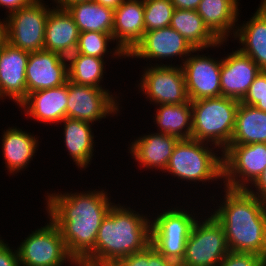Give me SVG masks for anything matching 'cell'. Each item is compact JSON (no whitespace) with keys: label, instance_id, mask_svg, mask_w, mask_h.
Returning a JSON list of instances; mask_svg holds the SVG:
<instances>
[{"label":"cell","instance_id":"obj_1","mask_svg":"<svg viewBox=\"0 0 266 266\" xmlns=\"http://www.w3.org/2000/svg\"><path fill=\"white\" fill-rule=\"evenodd\" d=\"M113 204L103 189L47 193L48 218L59 228L69 254L78 264L94 249L100 225Z\"/></svg>","mask_w":266,"mask_h":266},{"label":"cell","instance_id":"obj_2","mask_svg":"<svg viewBox=\"0 0 266 266\" xmlns=\"http://www.w3.org/2000/svg\"><path fill=\"white\" fill-rule=\"evenodd\" d=\"M150 240L151 221L147 215L114 203L100 225L94 249L79 265L112 266L119 259L144 250Z\"/></svg>","mask_w":266,"mask_h":266},{"label":"cell","instance_id":"obj_3","mask_svg":"<svg viewBox=\"0 0 266 266\" xmlns=\"http://www.w3.org/2000/svg\"><path fill=\"white\" fill-rule=\"evenodd\" d=\"M224 189V200L211 214L224 228L229 251L266 258V202L247 190Z\"/></svg>","mask_w":266,"mask_h":266},{"label":"cell","instance_id":"obj_4","mask_svg":"<svg viewBox=\"0 0 266 266\" xmlns=\"http://www.w3.org/2000/svg\"><path fill=\"white\" fill-rule=\"evenodd\" d=\"M239 103L236 99L224 96L191 101V139L210 142L221 152L224 151L231 141Z\"/></svg>","mask_w":266,"mask_h":266},{"label":"cell","instance_id":"obj_5","mask_svg":"<svg viewBox=\"0 0 266 266\" xmlns=\"http://www.w3.org/2000/svg\"><path fill=\"white\" fill-rule=\"evenodd\" d=\"M208 145L212 146L193 139L179 140L164 172L182 181H202V184L223 180V153L217 156L219 154L214 151L217 147L210 148Z\"/></svg>","mask_w":266,"mask_h":266},{"label":"cell","instance_id":"obj_6","mask_svg":"<svg viewBox=\"0 0 266 266\" xmlns=\"http://www.w3.org/2000/svg\"><path fill=\"white\" fill-rule=\"evenodd\" d=\"M196 222L184 208H171L151 220L150 244L166 259L179 264L184 258L187 239Z\"/></svg>","mask_w":266,"mask_h":266},{"label":"cell","instance_id":"obj_7","mask_svg":"<svg viewBox=\"0 0 266 266\" xmlns=\"http://www.w3.org/2000/svg\"><path fill=\"white\" fill-rule=\"evenodd\" d=\"M16 250L20 266H62L67 261L79 266L69 254L59 228L51 220L25 237Z\"/></svg>","mask_w":266,"mask_h":266},{"label":"cell","instance_id":"obj_8","mask_svg":"<svg viewBox=\"0 0 266 266\" xmlns=\"http://www.w3.org/2000/svg\"><path fill=\"white\" fill-rule=\"evenodd\" d=\"M42 2L34 0L4 18L7 42L29 53L44 50L45 26L51 9Z\"/></svg>","mask_w":266,"mask_h":266},{"label":"cell","instance_id":"obj_9","mask_svg":"<svg viewBox=\"0 0 266 266\" xmlns=\"http://www.w3.org/2000/svg\"><path fill=\"white\" fill-rule=\"evenodd\" d=\"M210 215L193 225L180 266H218L230 252L224 228Z\"/></svg>","mask_w":266,"mask_h":266},{"label":"cell","instance_id":"obj_10","mask_svg":"<svg viewBox=\"0 0 266 266\" xmlns=\"http://www.w3.org/2000/svg\"><path fill=\"white\" fill-rule=\"evenodd\" d=\"M222 153L226 188L247 190L266 168V143L228 145Z\"/></svg>","mask_w":266,"mask_h":266},{"label":"cell","instance_id":"obj_11","mask_svg":"<svg viewBox=\"0 0 266 266\" xmlns=\"http://www.w3.org/2000/svg\"><path fill=\"white\" fill-rule=\"evenodd\" d=\"M156 64L143 70L138 89L154 104H181L189 101L185 76L181 67Z\"/></svg>","mask_w":266,"mask_h":266},{"label":"cell","instance_id":"obj_12","mask_svg":"<svg viewBox=\"0 0 266 266\" xmlns=\"http://www.w3.org/2000/svg\"><path fill=\"white\" fill-rule=\"evenodd\" d=\"M117 97L107 89L72 83L68 80L66 118L93 123L116 115L119 111Z\"/></svg>","mask_w":266,"mask_h":266},{"label":"cell","instance_id":"obj_13","mask_svg":"<svg viewBox=\"0 0 266 266\" xmlns=\"http://www.w3.org/2000/svg\"><path fill=\"white\" fill-rule=\"evenodd\" d=\"M202 50L205 49H195L177 30L167 26L146 31L143 39L127 57L159 61L179 56L184 62L191 52L196 53ZM183 57L185 58L182 59Z\"/></svg>","mask_w":266,"mask_h":266},{"label":"cell","instance_id":"obj_14","mask_svg":"<svg viewBox=\"0 0 266 266\" xmlns=\"http://www.w3.org/2000/svg\"><path fill=\"white\" fill-rule=\"evenodd\" d=\"M181 64L190 101L221 96L222 59L217 60L198 53L190 54Z\"/></svg>","mask_w":266,"mask_h":266},{"label":"cell","instance_id":"obj_15","mask_svg":"<svg viewBox=\"0 0 266 266\" xmlns=\"http://www.w3.org/2000/svg\"><path fill=\"white\" fill-rule=\"evenodd\" d=\"M144 34V1L124 0L114 10L112 37L113 42L116 40V48L113 49L112 56L126 58Z\"/></svg>","mask_w":266,"mask_h":266},{"label":"cell","instance_id":"obj_16","mask_svg":"<svg viewBox=\"0 0 266 266\" xmlns=\"http://www.w3.org/2000/svg\"><path fill=\"white\" fill-rule=\"evenodd\" d=\"M68 81L67 57L47 50L31 52L26 67L27 95Z\"/></svg>","mask_w":266,"mask_h":266},{"label":"cell","instance_id":"obj_17","mask_svg":"<svg viewBox=\"0 0 266 266\" xmlns=\"http://www.w3.org/2000/svg\"><path fill=\"white\" fill-rule=\"evenodd\" d=\"M30 53L5 39L0 45V100L12 98L19 105L27 97L26 67Z\"/></svg>","mask_w":266,"mask_h":266},{"label":"cell","instance_id":"obj_18","mask_svg":"<svg viewBox=\"0 0 266 266\" xmlns=\"http://www.w3.org/2000/svg\"><path fill=\"white\" fill-rule=\"evenodd\" d=\"M220 72L221 96L241 101L255 77L262 71L258 65L238 49L222 57Z\"/></svg>","mask_w":266,"mask_h":266},{"label":"cell","instance_id":"obj_19","mask_svg":"<svg viewBox=\"0 0 266 266\" xmlns=\"http://www.w3.org/2000/svg\"><path fill=\"white\" fill-rule=\"evenodd\" d=\"M68 81L66 84L29 93L19 104L31 119L45 123H61L66 118Z\"/></svg>","mask_w":266,"mask_h":266},{"label":"cell","instance_id":"obj_20","mask_svg":"<svg viewBox=\"0 0 266 266\" xmlns=\"http://www.w3.org/2000/svg\"><path fill=\"white\" fill-rule=\"evenodd\" d=\"M52 8L45 26L44 50L68 57L77 48L80 31L66 8Z\"/></svg>","mask_w":266,"mask_h":266},{"label":"cell","instance_id":"obj_21","mask_svg":"<svg viewBox=\"0 0 266 266\" xmlns=\"http://www.w3.org/2000/svg\"><path fill=\"white\" fill-rule=\"evenodd\" d=\"M179 139L164 133H151L138 137L128 147L130 154L143 168L165 171Z\"/></svg>","mask_w":266,"mask_h":266},{"label":"cell","instance_id":"obj_22","mask_svg":"<svg viewBox=\"0 0 266 266\" xmlns=\"http://www.w3.org/2000/svg\"><path fill=\"white\" fill-rule=\"evenodd\" d=\"M253 15L243 25H237L234 38L243 46L238 50L266 71V6L261 2Z\"/></svg>","mask_w":266,"mask_h":266},{"label":"cell","instance_id":"obj_23","mask_svg":"<svg viewBox=\"0 0 266 266\" xmlns=\"http://www.w3.org/2000/svg\"><path fill=\"white\" fill-rule=\"evenodd\" d=\"M238 1L201 0L196 8L206 26L220 41L226 42L230 34H235L239 15Z\"/></svg>","mask_w":266,"mask_h":266},{"label":"cell","instance_id":"obj_24","mask_svg":"<svg viewBox=\"0 0 266 266\" xmlns=\"http://www.w3.org/2000/svg\"><path fill=\"white\" fill-rule=\"evenodd\" d=\"M3 133L1 141L5 165L10 174L15 175L14 173H19L31 163L39 142L37 137L21 128L8 127Z\"/></svg>","mask_w":266,"mask_h":266},{"label":"cell","instance_id":"obj_25","mask_svg":"<svg viewBox=\"0 0 266 266\" xmlns=\"http://www.w3.org/2000/svg\"><path fill=\"white\" fill-rule=\"evenodd\" d=\"M169 26L195 49L219 47L224 43L210 31L196 10L175 9Z\"/></svg>","mask_w":266,"mask_h":266},{"label":"cell","instance_id":"obj_26","mask_svg":"<svg viewBox=\"0 0 266 266\" xmlns=\"http://www.w3.org/2000/svg\"><path fill=\"white\" fill-rule=\"evenodd\" d=\"M64 123V142L71 159L78 168H87L92 160L94 152V135L89 122L65 118Z\"/></svg>","mask_w":266,"mask_h":266},{"label":"cell","instance_id":"obj_27","mask_svg":"<svg viewBox=\"0 0 266 266\" xmlns=\"http://www.w3.org/2000/svg\"><path fill=\"white\" fill-rule=\"evenodd\" d=\"M266 143V112L239 103L229 145Z\"/></svg>","mask_w":266,"mask_h":266},{"label":"cell","instance_id":"obj_28","mask_svg":"<svg viewBox=\"0 0 266 266\" xmlns=\"http://www.w3.org/2000/svg\"><path fill=\"white\" fill-rule=\"evenodd\" d=\"M156 109L155 124L159 133L177 137L179 140L191 139L192 106L191 101L181 104H160Z\"/></svg>","mask_w":266,"mask_h":266},{"label":"cell","instance_id":"obj_29","mask_svg":"<svg viewBox=\"0 0 266 266\" xmlns=\"http://www.w3.org/2000/svg\"><path fill=\"white\" fill-rule=\"evenodd\" d=\"M80 32L112 33L114 10L94 1L71 3L66 7Z\"/></svg>","mask_w":266,"mask_h":266},{"label":"cell","instance_id":"obj_30","mask_svg":"<svg viewBox=\"0 0 266 266\" xmlns=\"http://www.w3.org/2000/svg\"><path fill=\"white\" fill-rule=\"evenodd\" d=\"M68 63V80L72 83L95 88L102 87L101 80L104 75V59L95 56H86L74 52L67 57Z\"/></svg>","mask_w":266,"mask_h":266},{"label":"cell","instance_id":"obj_31","mask_svg":"<svg viewBox=\"0 0 266 266\" xmlns=\"http://www.w3.org/2000/svg\"><path fill=\"white\" fill-rule=\"evenodd\" d=\"M145 32L170 25L175 7L170 0H143Z\"/></svg>","mask_w":266,"mask_h":266},{"label":"cell","instance_id":"obj_32","mask_svg":"<svg viewBox=\"0 0 266 266\" xmlns=\"http://www.w3.org/2000/svg\"><path fill=\"white\" fill-rule=\"evenodd\" d=\"M112 40V33L80 32L75 52L104 59V55L109 54L107 50V47H109L108 42H112Z\"/></svg>","mask_w":266,"mask_h":266},{"label":"cell","instance_id":"obj_33","mask_svg":"<svg viewBox=\"0 0 266 266\" xmlns=\"http://www.w3.org/2000/svg\"><path fill=\"white\" fill-rule=\"evenodd\" d=\"M112 266H180V264L166 259L150 244L140 252L119 259Z\"/></svg>","mask_w":266,"mask_h":266},{"label":"cell","instance_id":"obj_34","mask_svg":"<svg viewBox=\"0 0 266 266\" xmlns=\"http://www.w3.org/2000/svg\"><path fill=\"white\" fill-rule=\"evenodd\" d=\"M242 104L254 106L266 112V71L262 70L249 86L248 92L240 101Z\"/></svg>","mask_w":266,"mask_h":266},{"label":"cell","instance_id":"obj_35","mask_svg":"<svg viewBox=\"0 0 266 266\" xmlns=\"http://www.w3.org/2000/svg\"><path fill=\"white\" fill-rule=\"evenodd\" d=\"M218 266H266V258L256 253L230 251Z\"/></svg>","mask_w":266,"mask_h":266},{"label":"cell","instance_id":"obj_36","mask_svg":"<svg viewBox=\"0 0 266 266\" xmlns=\"http://www.w3.org/2000/svg\"><path fill=\"white\" fill-rule=\"evenodd\" d=\"M8 245L4 239L0 242V266H20L17 250Z\"/></svg>","mask_w":266,"mask_h":266},{"label":"cell","instance_id":"obj_37","mask_svg":"<svg viewBox=\"0 0 266 266\" xmlns=\"http://www.w3.org/2000/svg\"><path fill=\"white\" fill-rule=\"evenodd\" d=\"M254 186L256 192H254L255 190H252ZM247 191L266 202V168L263 170L258 179L252 185H250Z\"/></svg>","mask_w":266,"mask_h":266},{"label":"cell","instance_id":"obj_38","mask_svg":"<svg viewBox=\"0 0 266 266\" xmlns=\"http://www.w3.org/2000/svg\"><path fill=\"white\" fill-rule=\"evenodd\" d=\"M34 0H0V6L5 7L8 11L7 13L14 12L30 5Z\"/></svg>","mask_w":266,"mask_h":266},{"label":"cell","instance_id":"obj_39","mask_svg":"<svg viewBox=\"0 0 266 266\" xmlns=\"http://www.w3.org/2000/svg\"><path fill=\"white\" fill-rule=\"evenodd\" d=\"M175 9L196 10L201 0H170Z\"/></svg>","mask_w":266,"mask_h":266},{"label":"cell","instance_id":"obj_40","mask_svg":"<svg viewBox=\"0 0 266 266\" xmlns=\"http://www.w3.org/2000/svg\"><path fill=\"white\" fill-rule=\"evenodd\" d=\"M92 1L115 10L117 7H119L122 4L124 0H92Z\"/></svg>","mask_w":266,"mask_h":266},{"label":"cell","instance_id":"obj_41","mask_svg":"<svg viewBox=\"0 0 266 266\" xmlns=\"http://www.w3.org/2000/svg\"><path fill=\"white\" fill-rule=\"evenodd\" d=\"M84 1H92V0H53V2L57 4L54 5L60 8H66L71 3L84 2Z\"/></svg>","mask_w":266,"mask_h":266},{"label":"cell","instance_id":"obj_42","mask_svg":"<svg viewBox=\"0 0 266 266\" xmlns=\"http://www.w3.org/2000/svg\"><path fill=\"white\" fill-rule=\"evenodd\" d=\"M4 39H5L4 20L1 21L0 19V45Z\"/></svg>","mask_w":266,"mask_h":266},{"label":"cell","instance_id":"obj_43","mask_svg":"<svg viewBox=\"0 0 266 266\" xmlns=\"http://www.w3.org/2000/svg\"><path fill=\"white\" fill-rule=\"evenodd\" d=\"M261 1L266 6V0H261Z\"/></svg>","mask_w":266,"mask_h":266}]
</instances>
